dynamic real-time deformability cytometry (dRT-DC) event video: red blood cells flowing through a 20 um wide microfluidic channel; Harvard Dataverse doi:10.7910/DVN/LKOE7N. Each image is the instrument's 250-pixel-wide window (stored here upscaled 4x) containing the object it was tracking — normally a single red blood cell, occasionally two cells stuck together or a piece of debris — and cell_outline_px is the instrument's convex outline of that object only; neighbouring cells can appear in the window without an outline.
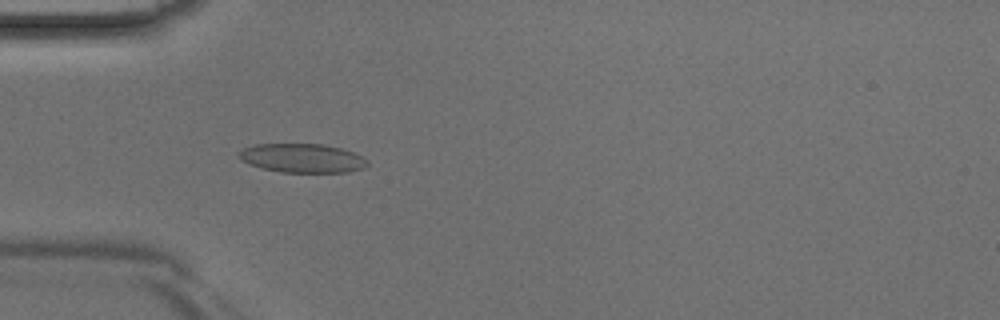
{"species": "Egyptian fruit bat (a non-hibernating species)", "species_latin": "Rousettus aegyptiacus", "temperature_condition": "room temperature", "stored_images_in_passage": 41, "camera_frame_rate_fps": 3000, "um_per_image_px": 0.085, "animal": {"sex": "male"}, "frame": {"image": 1, "passage_image": 10, "time_ms": 3.0, "image_size_px": [1000, 320], "cell_outline_px": [[368, 164], [364, 168], [348, 172], [280, 172], [260, 168], [248, 164], [240, 160], [236, 156], [236, 152], [244, 148], [256, 144], [324, 144], [340, 148], [352, 152], [368, 160]], "centroid_in_image_um": [25.63, 13.44], "position_along_channel_um": 59.4, "area_um2": 21.85}}
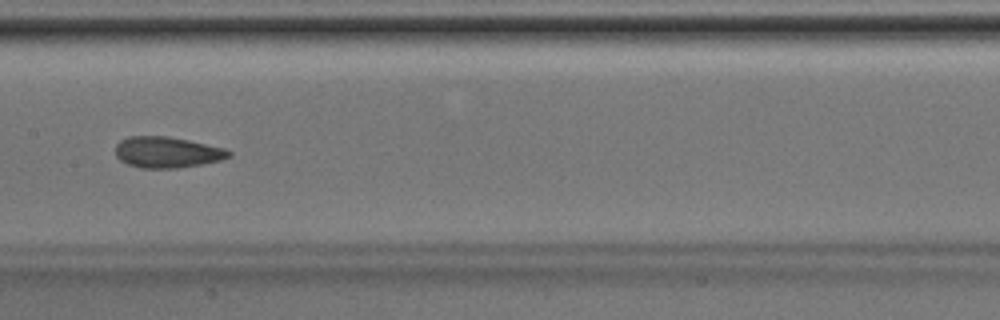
{"frame": {"image": 2, "passage_image": 19, "time_ms": 6.0, "image_size_px": [1000, 320], "cell_outline_px": [[232, 156], [220, 160], [180, 168], [140, 168], [128, 164], [120, 160], [116, 156], [116, 144], [120, 140], [128, 136], [168, 136], [188, 140], [224, 148], [232, 152]], "centroid_in_image_um": [14.19, 12.94], "position_along_channel_um": 193.2, "area_um2": 20.52}}
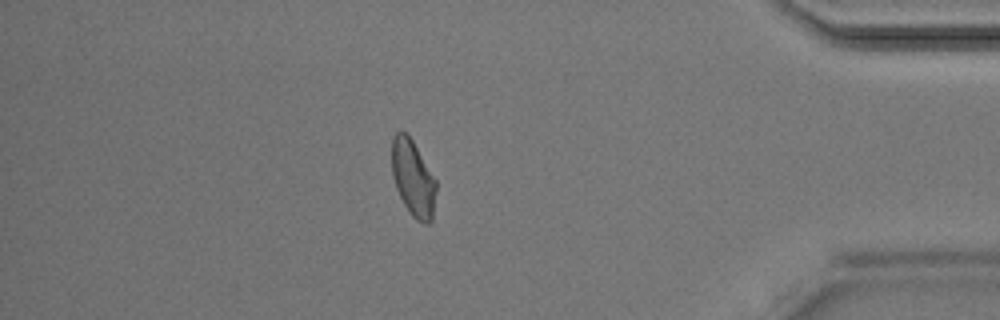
{"frame": {"image": 3, "passage_image": 35, "time_ms": 11.333, "image_size_px": [1000, 320], "cell_outline_px": [[436, 192], [432, 220], [428, 224], [424, 224], [416, 220], [408, 212], [396, 188], [392, 176], [392, 136], [396, 132], [408, 132], [436, 180]], "centroid_in_image_um": [35.11, 15.15], "position_along_channel_um": 400.1, "area_um2": 19.88}}